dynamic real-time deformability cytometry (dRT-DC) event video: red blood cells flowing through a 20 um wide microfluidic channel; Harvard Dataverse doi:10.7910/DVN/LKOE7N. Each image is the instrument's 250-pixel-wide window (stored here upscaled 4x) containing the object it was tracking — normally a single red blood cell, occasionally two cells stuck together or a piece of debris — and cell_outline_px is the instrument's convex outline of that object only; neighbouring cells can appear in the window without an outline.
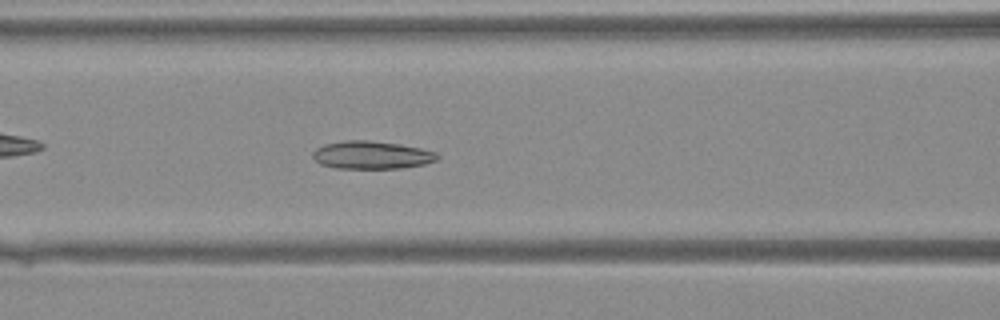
{"species": "Egyptian fruit bat (a non-hibernating species)", "species_latin": "Rousettus aegyptiacus", "temperature_condition": "warm", "stored_images_in_passage": 29, "camera_frame_rate_fps": 3000, "um_per_image_px": 0.085, "animal": {"sex": "female"}, "frame": {"image": 1, "passage_image": 9, "time_ms": 2.667, "image_size_px": [1000, 320], "cell_outline_px": [[440, 156], [436, 160], [424, 164], [400, 168], [336, 168], [320, 164], [312, 156], [312, 152], [316, 148], [324, 144], [344, 140], [368, 140], [400, 144], [420, 148], [436, 152]], "centroid_in_image_um": [31.57, 13.17], "position_along_channel_um": 135.0, "area_um2": 20.23}}
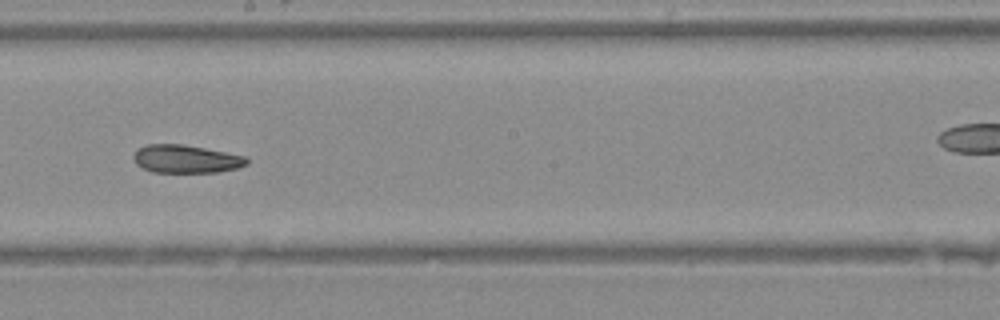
{"frame": {"image": 2, "passage_image": 15, "time_ms": 4.667, "image_size_px": [1000, 320], "cell_outline_px": [[248, 164], [236, 168], [216, 172], [152, 172], [136, 164], [132, 156], [140, 148], [148, 144], [184, 144], [248, 156]], "centroid_in_image_um": [15.84, 13.51], "position_along_channel_um": 232.4, "area_um2": 18.5}}
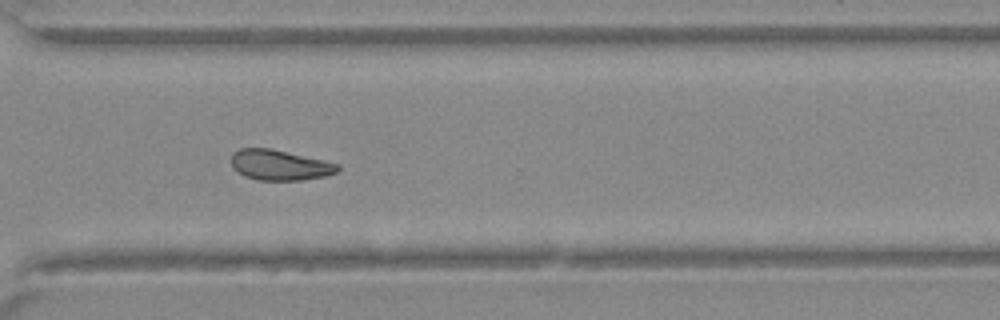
{"frame": {"image": 3, "passage_image": 22, "time_ms": 7.0, "image_size_px": [1000, 320], "cell_outline_px": [[340, 168], [336, 172], [324, 176], [300, 180], [256, 180], [244, 176], [232, 168], [232, 152], [240, 148], [272, 148], [324, 160], [340, 164]], "centroid_in_image_um": [23.75, 14.02], "position_along_channel_um": 346.8, "area_um2": 18.96}}